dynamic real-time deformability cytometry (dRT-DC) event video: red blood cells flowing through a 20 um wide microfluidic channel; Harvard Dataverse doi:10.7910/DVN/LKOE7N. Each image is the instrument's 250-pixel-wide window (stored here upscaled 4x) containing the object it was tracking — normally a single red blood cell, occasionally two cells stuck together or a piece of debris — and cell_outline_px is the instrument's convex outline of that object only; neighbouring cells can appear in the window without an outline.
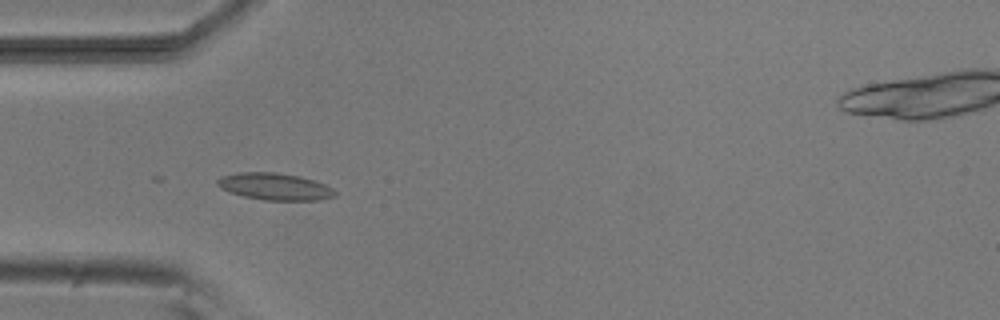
{"species": "common noctule bat (a hibernating species)", "species_latin": "Nyctalus noctula", "temperature_condition": "room temperature", "stored_images_in_passage": 4, "camera_frame_rate_fps": 3000, "um_per_image_px": 0.085, "animal": {"sex": "male", "body_mass_g": 20.5, "forearm_length_mm": 52.5}, "frame": {"image": 1, "passage_image": 4, "time_ms": 3.333, "image_size_px": [1000, 320], "cell_outline_px": [[336, 196], [320, 200], [264, 200], [244, 196], [228, 192], [220, 188], [216, 184], [216, 180], [220, 176], [236, 172], [276, 172], [300, 176], [324, 184], [332, 188], [336, 192]], "centroid_in_image_um": [23.31, 15.85], "position_along_channel_um": 61.7, "area_um2": 18.61}}